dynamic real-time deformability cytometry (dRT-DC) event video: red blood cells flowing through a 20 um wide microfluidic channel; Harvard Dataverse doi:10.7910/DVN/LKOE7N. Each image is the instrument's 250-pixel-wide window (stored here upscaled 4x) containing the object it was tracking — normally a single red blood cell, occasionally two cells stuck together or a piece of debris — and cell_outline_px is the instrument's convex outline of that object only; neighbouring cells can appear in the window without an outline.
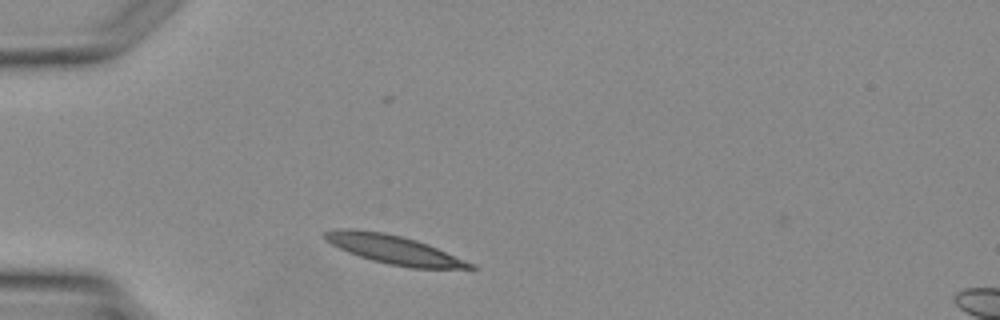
{"species": "Egyptian fruit bat (a non-hibernating species)", "species_latin": "Rousettus aegyptiacus", "temperature_condition": "warm", "stored_images_in_passage": 1, "camera_frame_rate_fps": 3000, "um_per_image_px": 0.085, "animal": {"sex": "female"}, "frame": {"image": 1, "passage_image": 1, "time_ms": 0.0, "image_size_px": [1000, 320], "cell_outline_px": [[476, 268], [408, 268], [388, 264], [372, 260], [348, 252], [324, 240], [324, 232], [348, 228], [384, 232], [416, 240], [428, 244], [476, 264]], "centroid_in_image_um": [33.51, 21.22], "position_along_channel_um": 51.5, "area_um2": 24.1}}